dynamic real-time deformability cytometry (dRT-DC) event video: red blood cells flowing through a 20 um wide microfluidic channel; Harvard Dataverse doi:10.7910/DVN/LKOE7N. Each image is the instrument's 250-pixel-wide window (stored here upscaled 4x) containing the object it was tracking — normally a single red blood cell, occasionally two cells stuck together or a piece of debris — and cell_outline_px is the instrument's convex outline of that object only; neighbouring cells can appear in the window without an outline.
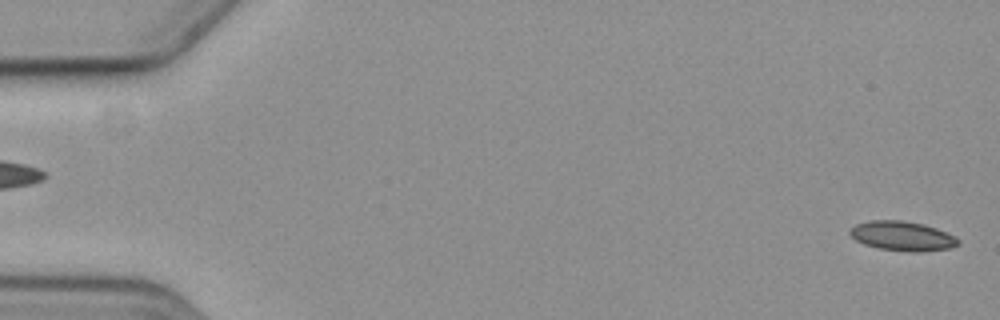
{"species": "common noctule bat (a hibernating species)", "species_latin": "Nyctalus noctula", "temperature_condition": "cold", "stored_images_in_passage": 3, "segment_of_instrument_passage": [2, 2], "camera_frame_rate_fps": 3000, "um_per_image_px": 0.085, "animal": {"sex": "female", "body_mass_g": 19.3, "forearm_length_mm": 54.1}, "frame": {"image": 1, "passage_image": 3, "time_ms": 2.333, "image_size_px": [1000, 320], "cell_outline_px": [[960, 244], [952, 248], [924, 252], [908, 252], [876, 248], [864, 244], [856, 240], [848, 232], [856, 224], [872, 220], [900, 220], [924, 224], [936, 228], [956, 236], [960, 240]], "centroid_in_image_um": [76.75, 20.08], "position_along_channel_um": 8.3, "area_um2": 18.84}}